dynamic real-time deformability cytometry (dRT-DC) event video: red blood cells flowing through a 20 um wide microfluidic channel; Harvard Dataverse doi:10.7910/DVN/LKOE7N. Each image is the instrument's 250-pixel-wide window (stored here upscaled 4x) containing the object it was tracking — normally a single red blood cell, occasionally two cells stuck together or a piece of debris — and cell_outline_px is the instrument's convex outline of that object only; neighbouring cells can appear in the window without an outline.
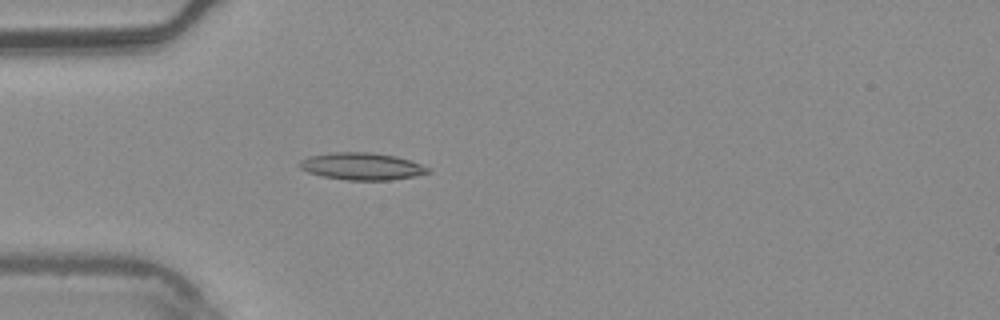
{"species": "common noctule bat (a hibernating species)", "species_latin": "Nyctalus noctula", "temperature_condition": "warm", "stored_images_in_passage": 4, "camera_frame_rate_fps": 3000, "um_per_image_px": 0.085, "animal": {"sex": "male", "body_mass_g": 20.4}, "frame": {"image": 1, "passage_image": 4, "time_ms": 1.0, "image_size_px": [1000, 320], "cell_outline_px": [[432, 172], [416, 176], [388, 180], [348, 180], [320, 176], [308, 172], [300, 168], [300, 160], [308, 156], [332, 152], [372, 152], [396, 156], [432, 168]], "centroid_in_image_um": [30.77, 14.13], "position_along_channel_um": 54.2, "area_um2": 20.46}}